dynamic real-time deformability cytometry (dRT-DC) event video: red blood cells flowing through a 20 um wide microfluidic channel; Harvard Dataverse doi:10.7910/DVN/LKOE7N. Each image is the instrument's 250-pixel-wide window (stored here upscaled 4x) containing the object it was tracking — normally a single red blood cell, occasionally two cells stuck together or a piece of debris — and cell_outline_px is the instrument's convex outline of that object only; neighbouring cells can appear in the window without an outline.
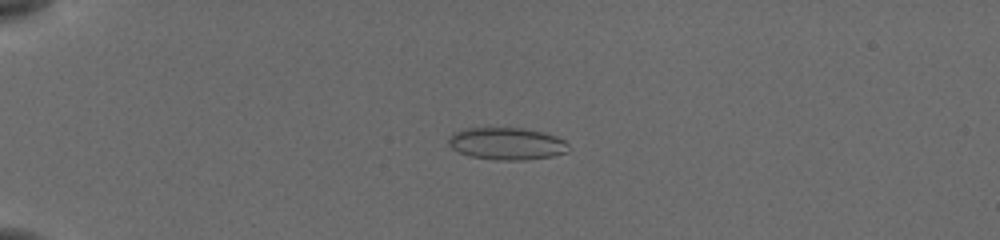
{"species": "common noctule bat (a hibernating species)", "species_latin": "Nyctalus noctula", "temperature_condition": "cold", "stored_images_in_passage": 47, "camera_frame_rate_fps": 3000, "um_per_image_px": 0.085, "animal": {"sex": "female", "body_mass_g": 19.5, "forearm_length_mm": 54.1}, "frame": {"image": 1, "passage_image": 7, "time_ms": 2.0, "image_size_px": [1000, 240], "cell_outline_px": [[568, 152], [552, 156], [524, 160], [496, 160], [468, 156], [452, 148], [448, 144], [448, 136], [452, 132], [464, 128], [524, 128], [556, 136], [564, 140], [568, 144]], "centroid_in_image_um": [43.04, 12.21], "position_along_channel_um": 42.0, "area_um2": 22.66}}
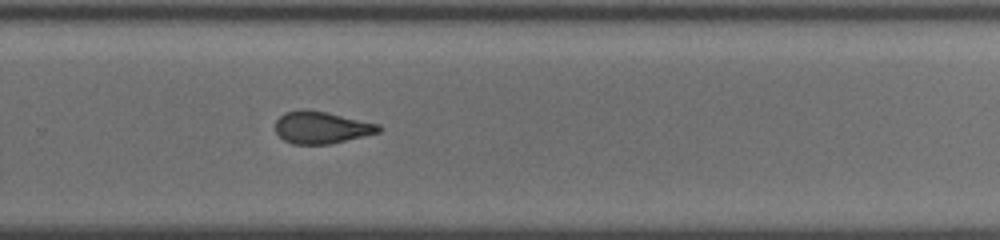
{"frame": {"image": 2, "passage_image": 31, "time_ms": 10.0, "image_size_px": [1000, 240], "cell_outline_px": [[384, 128], [380, 132], [328, 144], [292, 144], [284, 140], [276, 132], [276, 120], [284, 112], [300, 108], [304, 108], [328, 112], [380, 124]], "centroid_in_image_um": [27.32, 10.81], "position_along_channel_um": 302.5, "area_um2": 19.54}}
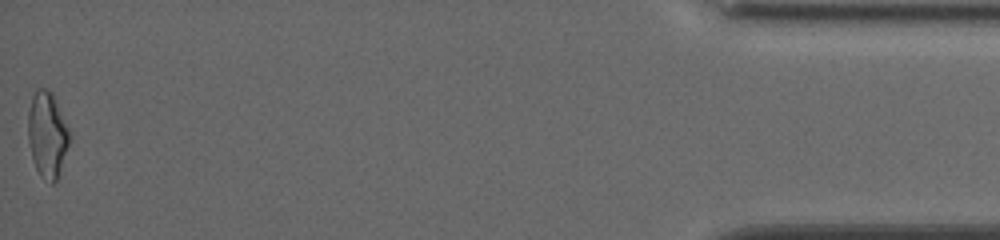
{"frame": {"image": 3, "passage_image": 47, "time_ms": 15.333, "image_size_px": [1000, 240], "cell_outline_px": [[68, 144], [56, 180], [52, 184], [40, 176], [36, 168], [32, 156], [28, 140], [28, 112], [32, 96], [36, 88], [44, 88], [52, 92], [68, 128]], "centroid_in_image_um": [3.98, 11.41], "position_along_channel_um": 431.2, "area_um2": 20.17}, "authors_computed_cell_mechanics": {"area_um2": 20.1722, "velocity_mm_per_s": 3.8907, "shape_relaxation_time_tau1_ms": null, "shape_relaxation_time_tau2_ms": 2.047, "deformation_change_tau1": null, "deformation_change_tau2": 0.1114}}